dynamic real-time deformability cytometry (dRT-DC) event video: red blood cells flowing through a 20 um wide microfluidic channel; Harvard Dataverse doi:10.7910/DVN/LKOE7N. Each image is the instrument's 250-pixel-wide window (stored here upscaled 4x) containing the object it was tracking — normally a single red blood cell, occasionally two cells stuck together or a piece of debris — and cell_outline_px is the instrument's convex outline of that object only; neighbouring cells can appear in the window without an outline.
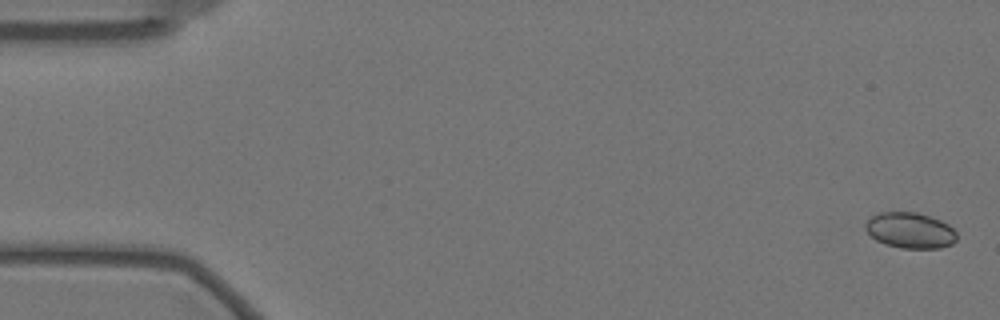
{"species": "Egyptian fruit bat (a non-hibernating species)", "species_latin": "Rousettus aegyptiacus", "temperature_condition": "warm", "stored_images_in_passage": 58, "camera_frame_rate_fps": 3000, "um_per_image_px": 0.085, "animal": {"sex": "female"}, "frame": {"image": 1, "passage_image": 1, "time_ms": 0.0, "image_size_px": [1000, 320], "cell_outline_px": [[956, 240], [952, 244], [940, 248], [900, 248], [884, 244], [876, 240], [864, 228], [864, 224], [872, 216], [880, 212], [916, 212], [940, 220], [948, 224], [956, 232]], "centroid_in_image_um": [77.35, 19.59], "position_along_channel_um": 7.6, "area_um2": 19.02}}
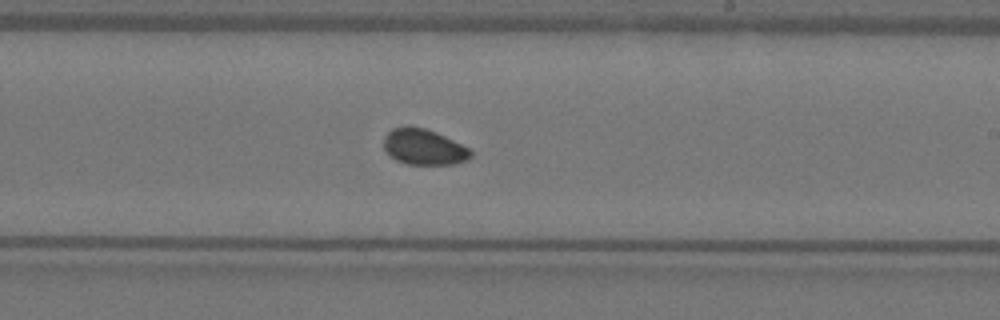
{"frame": {"image": 2, "passage_image": 34, "time_ms": 11.0, "image_size_px": [1000, 320], "cell_outline_px": [[472, 156], [468, 160], [456, 164], [408, 164], [396, 160], [384, 148], [384, 140], [388, 132], [392, 128], [408, 124], [412, 124], [436, 132], [468, 148], [472, 152]], "centroid_in_image_um": [36.02, 12.47], "position_along_channel_um": 253.0, "area_um2": 18.15}}
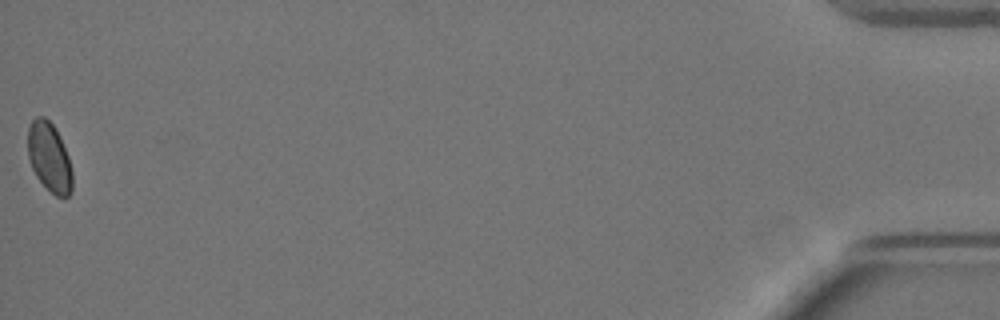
{"frame": {"image": 3, "passage_image": 58, "time_ms": 19.0, "image_size_px": [1000, 320], "cell_outline_px": [[72, 192], [68, 196], [56, 196], [36, 176], [32, 168], [28, 156], [28, 128], [32, 120], [36, 116], [44, 116], [56, 128], [60, 136], [68, 156], [72, 172]], "centroid_in_image_um": [4.19, 13.34], "position_along_channel_um": 431.0, "area_um2": 17.86}, "authors_computed_cell_mechanics": {"area_um2": 18.496, "velocity_mm_per_s": 3.4759, "shape_relaxation_time_tau1_ms": 2.8911, "shape_relaxation_time_tau2_ms": null, "deformation_change_tau1": 0.0484, "deformation_change_tau2": null}}